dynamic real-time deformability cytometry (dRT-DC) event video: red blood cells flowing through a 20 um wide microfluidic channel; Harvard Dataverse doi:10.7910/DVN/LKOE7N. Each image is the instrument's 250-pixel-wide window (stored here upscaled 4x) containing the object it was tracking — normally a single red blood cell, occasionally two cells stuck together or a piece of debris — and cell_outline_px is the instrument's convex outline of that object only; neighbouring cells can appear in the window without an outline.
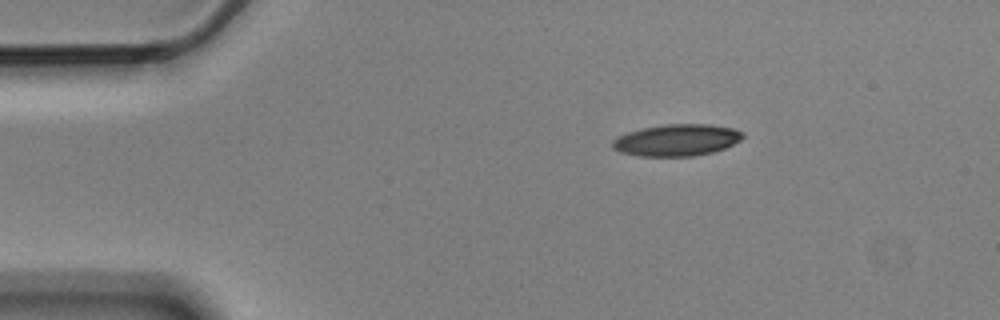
{"species": "Egyptian fruit bat (a non-hibernating species)", "species_latin": "Rousettus aegyptiacus", "temperature_condition": "cold", "stored_images_in_passage": 2, "camera_frame_rate_fps": 3000, "um_per_image_px": 0.085, "animal": {"sex": "male"}, "frame": {"image": 1, "passage_image": 2, "time_ms": 0.333, "image_size_px": [1000, 320], "cell_outline_px": [[744, 136], [740, 140], [724, 148], [712, 152], [692, 156], [640, 156], [620, 152], [612, 148], [612, 140], [616, 136], [640, 128], [664, 124], [708, 124], [732, 128], [740, 132]], "centroid_in_image_um": [57.46, 11.9], "position_along_channel_um": 27.5, "area_um2": 24.04}}